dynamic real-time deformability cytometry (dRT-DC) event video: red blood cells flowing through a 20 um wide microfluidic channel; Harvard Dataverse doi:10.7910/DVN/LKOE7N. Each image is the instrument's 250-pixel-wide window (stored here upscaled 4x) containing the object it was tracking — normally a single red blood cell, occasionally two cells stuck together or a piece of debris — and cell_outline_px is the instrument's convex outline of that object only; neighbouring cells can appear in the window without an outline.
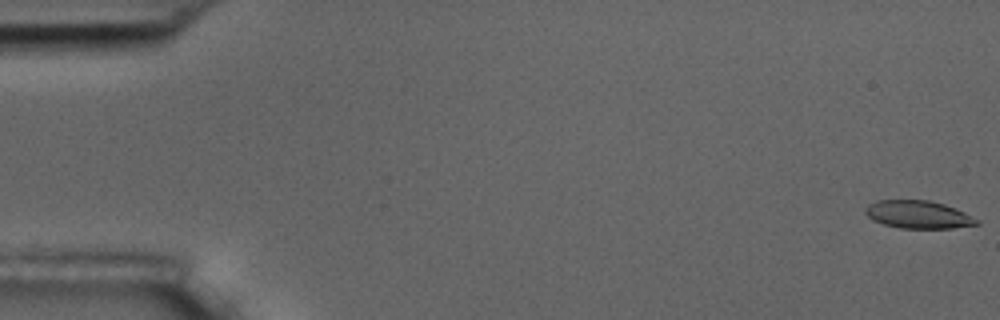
{"species": "common noctule bat (a hibernating species)", "species_latin": "Nyctalus noctula", "temperature_condition": "room temperature", "stored_images_in_passage": 8, "camera_frame_rate_fps": 3000, "um_per_image_px": 0.085, "animal": {"sex": "male", "body_mass_g": 17.5, "forearm_length_mm": 52.3}, "frame": {"image": 1, "passage_image": 1, "time_ms": 0.0, "image_size_px": [1000, 320], "cell_outline_px": [[980, 224], [952, 228], [900, 228], [884, 224], [872, 220], [864, 212], [864, 208], [868, 204], [876, 200], [928, 200], [944, 204], [964, 212], [980, 220]], "centroid_in_image_um": [78.03, 18.23], "position_along_channel_um": 7.0, "area_um2": 18.09}}
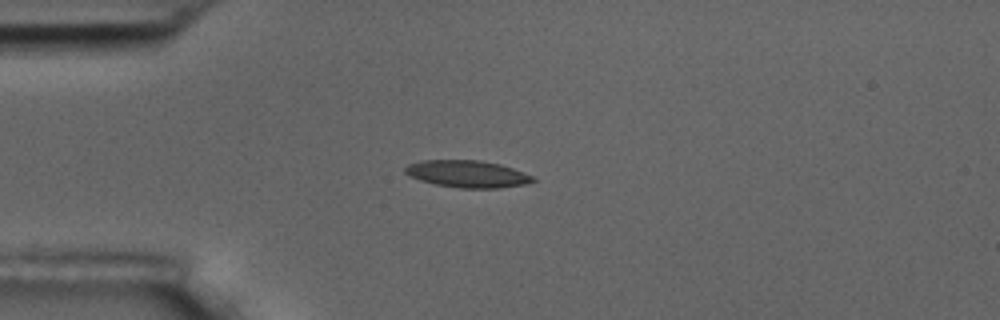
{"frame": {"image": 2, "passage_image": 5, "time_ms": 4.667, "image_size_px": [1000, 320], "cell_outline_px": [[536, 180], [528, 184], [500, 188], [460, 188], [436, 184], [420, 180], [408, 176], [404, 172], [404, 168], [408, 164], [420, 160], [480, 160], [500, 164], [536, 176]], "centroid_in_image_um": [39.75, 14.78], "position_along_channel_um": 45.2, "area_um2": 20.4}}